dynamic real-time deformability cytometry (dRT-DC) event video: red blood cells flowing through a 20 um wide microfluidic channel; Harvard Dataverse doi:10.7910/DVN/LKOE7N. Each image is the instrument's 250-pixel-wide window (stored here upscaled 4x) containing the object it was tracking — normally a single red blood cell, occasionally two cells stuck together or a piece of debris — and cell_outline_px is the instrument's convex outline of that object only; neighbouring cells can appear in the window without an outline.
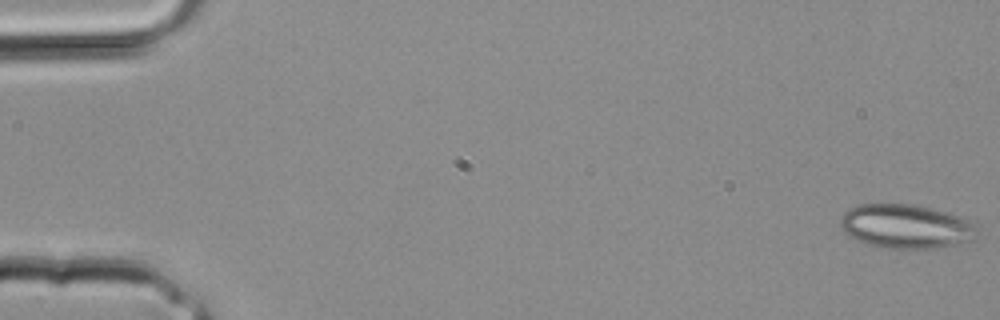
{"species": "common noctule bat (a hibernating species)", "species_latin": "Nyctalus noctula", "temperature_condition": "room temperature", "stored_images_in_passage": 13, "camera_frame_rate_fps": 3000, "um_per_image_px": 0.085, "animal": {"sex": "male", "body_mass_g": 20.4}, "frame": {"image": 1, "passage_image": 1, "time_ms": 0.0, "image_size_px": [1000, 320], "cell_outline_px": [[980, 236], [976, 240], [936, 248], [876, 248], [856, 240], [844, 232], [840, 224], [840, 216], [848, 208], [856, 204], [912, 204], [932, 208], [948, 212], [960, 216], [972, 224]], "centroid_in_image_um": [76.98, 19.25], "position_along_channel_um": 8.0, "area_um2": 35.55}}
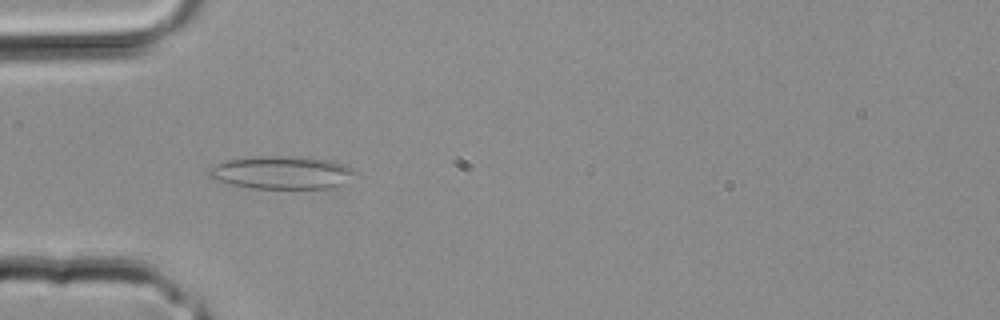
{"frame": {"image": 2, "passage_image": 11, "time_ms": 3.333, "image_size_px": [1000, 320], "cell_outline_px": [[356, 172], [344, 184], [328, 188], [252, 188], [212, 180], [208, 176], [208, 168], [216, 164], [228, 160], [256, 156], [288, 156], [332, 160], [344, 164], [352, 168]], "centroid_in_image_um": [23.92, 14.66], "position_along_channel_um": 61.1, "area_um2": 28.03}}
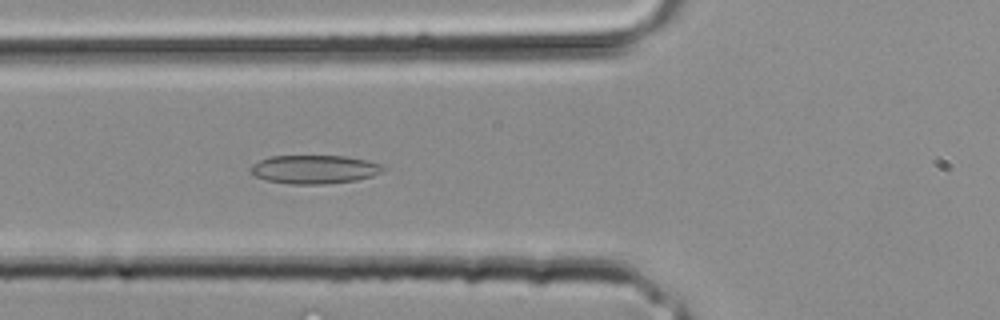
{"frame": {"image": 3, "passage_image": 13, "time_ms": 4.0, "image_size_px": [1000, 320], "cell_outline_px": [[388, 168], [384, 172], [372, 176], [356, 180], [324, 184], [292, 184], [268, 180], [256, 176], [252, 172], [252, 164], [260, 160], [272, 156], [344, 156], [368, 160], [384, 164]], "centroid_in_image_um": [26.83, 14.39], "position_along_channel_um": 99.0, "area_um2": 22.08}}